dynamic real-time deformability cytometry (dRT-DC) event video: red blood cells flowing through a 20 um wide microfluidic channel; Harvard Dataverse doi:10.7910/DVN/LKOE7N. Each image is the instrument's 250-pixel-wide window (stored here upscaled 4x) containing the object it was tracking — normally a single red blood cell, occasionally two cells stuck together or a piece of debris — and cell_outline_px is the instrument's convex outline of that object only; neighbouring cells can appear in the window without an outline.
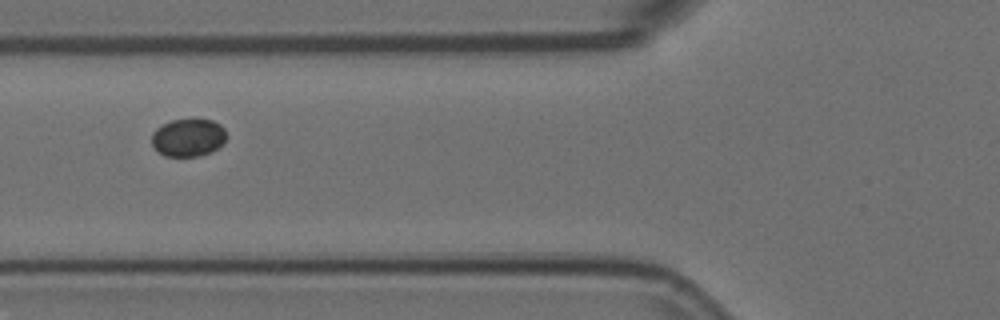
{"species": "Egyptian fruit bat (a non-hibernating species)", "species_latin": "Rousettus aegyptiacus", "temperature_condition": "room temperature", "stored_images_in_passage": 6, "camera_frame_rate_fps": 3000, "um_per_image_px": 0.085, "animal": {"sex": "female"}, "frame": {"image": 1, "passage_image": 5, "time_ms": 1.333, "image_size_px": [1000, 320], "cell_outline_px": [[228, 136], [224, 144], [212, 152], [196, 156], [164, 156], [152, 144], [152, 132], [156, 128], [172, 120], [196, 116], [212, 120], [220, 124], [224, 128]], "centroid_in_image_um": [16.06, 11.65], "position_along_channel_um": 109.7, "area_um2": 17.05}}
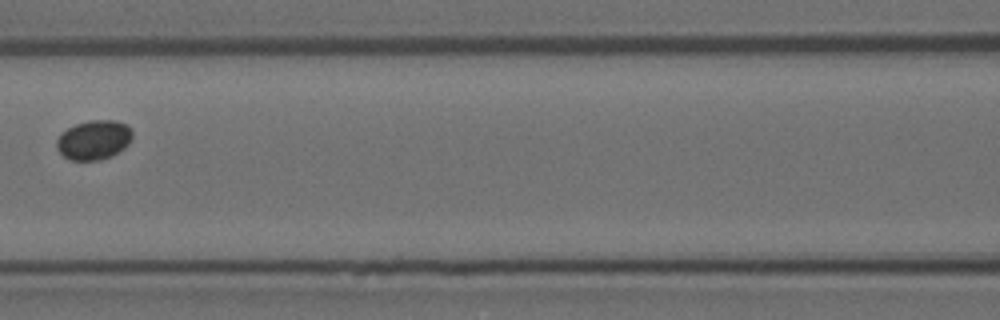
{"frame": {"image": 2, "passage_image": 6, "time_ms": 1.667, "image_size_px": [1000, 320], "cell_outline_px": [[132, 136], [128, 144], [124, 148], [112, 156], [100, 160], [68, 160], [56, 148], [56, 140], [60, 132], [76, 124], [88, 120], [116, 120], [128, 124], [132, 132]], "centroid_in_image_um": [7.97, 11.88], "position_along_channel_um": 158.6, "area_um2": 17.63}}